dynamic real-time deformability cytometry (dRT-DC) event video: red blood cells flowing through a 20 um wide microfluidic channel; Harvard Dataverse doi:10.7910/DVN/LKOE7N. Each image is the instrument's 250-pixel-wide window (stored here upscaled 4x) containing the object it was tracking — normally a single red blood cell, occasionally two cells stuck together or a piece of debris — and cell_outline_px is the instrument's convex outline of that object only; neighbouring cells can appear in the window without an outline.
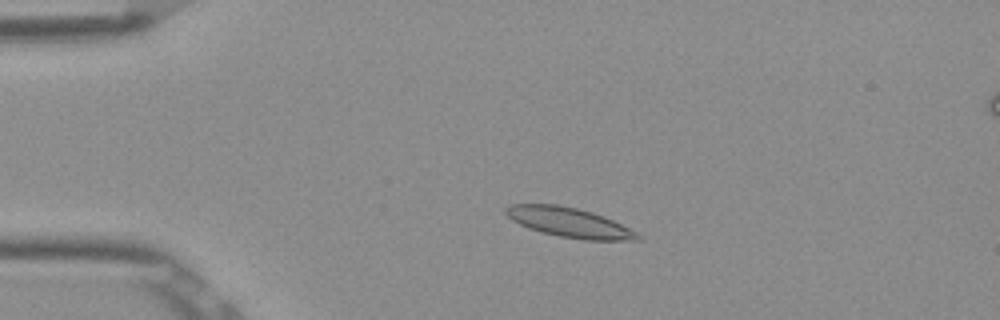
{"species": "Egyptian fruit bat (a non-hibernating species)", "species_latin": "Rousettus aegyptiacus", "temperature_condition": "room temperature", "stored_images_in_passage": 52, "camera_frame_rate_fps": 3000, "um_per_image_px": 0.085, "frame": {"image": 1, "passage_image": 11, "time_ms": 3.333, "image_size_px": [1000, 320], "cell_outline_px": [[644, 236], [640, 240], [584, 240], [560, 236], [528, 228], [512, 220], [504, 212], [504, 208], [508, 204], [560, 204], [592, 212], [604, 216]], "centroid_in_image_um": [48.38, 18.9], "position_along_channel_um": 36.6, "area_um2": 22.72}}
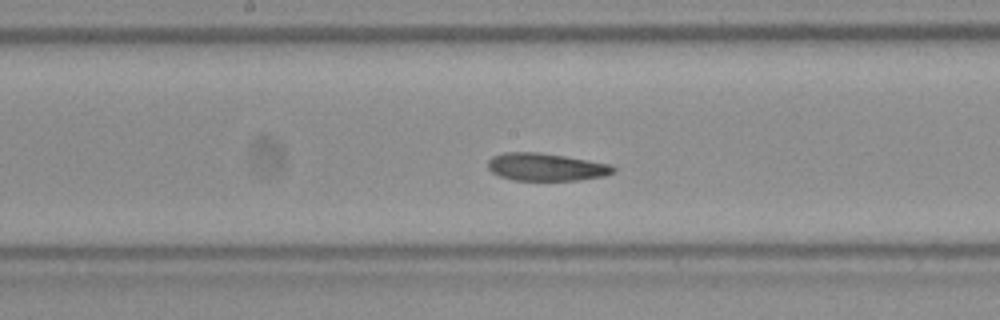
{"frame": {"image": 2, "passage_image": 27, "time_ms": 8.667, "image_size_px": [1000, 320], "cell_outline_px": [[616, 172], [604, 176], [576, 180], [512, 180], [500, 176], [492, 172], [488, 168], [488, 160], [492, 156], [504, 152], [540, 152], [612, 164], [616, 168]], "centroid_in_image_um": [46.42, 14.19], "position_along_channel_um": 201.8, "area_um2": 20.29}}
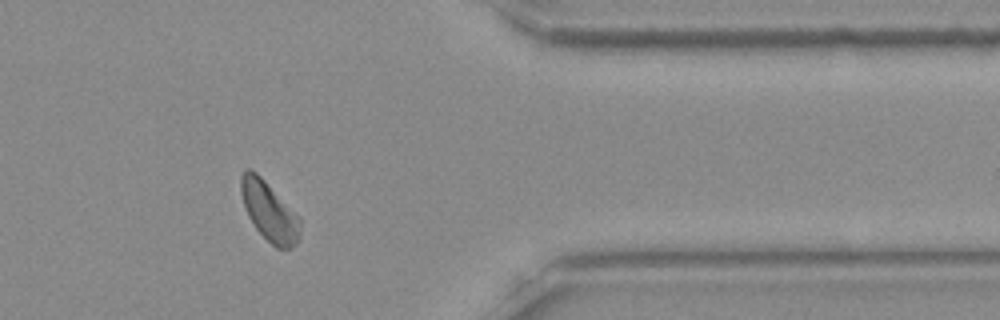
{"frame": {"image": 3, "passage_image": 43, "time_ms": 14.0, "image_size_px": [1000, 320], "cell_outline_px": [[300, 240], [296, 244], [288, 248], [276, 248], [256, 228], [248, 216], [240, 192], [240, 176], [244, 168], [252, 168], [300, 216]], "centroid_in_image_um": [22.89, 17.93], "position_along_channel_um": 388.5, "area_um2": 20.46}, "authors_computed_cell_mechanics": {"area_um2": 20.7791, "velocity_mm_per_s": 3.8343, "shape_relaxation_time_tau1_ms": 3.2763, "shape_relaxation_time_tau2_ms": 2.215, "deformation_change_tau1": 0.1111, "deformation_change_tau2": 0.0846}}